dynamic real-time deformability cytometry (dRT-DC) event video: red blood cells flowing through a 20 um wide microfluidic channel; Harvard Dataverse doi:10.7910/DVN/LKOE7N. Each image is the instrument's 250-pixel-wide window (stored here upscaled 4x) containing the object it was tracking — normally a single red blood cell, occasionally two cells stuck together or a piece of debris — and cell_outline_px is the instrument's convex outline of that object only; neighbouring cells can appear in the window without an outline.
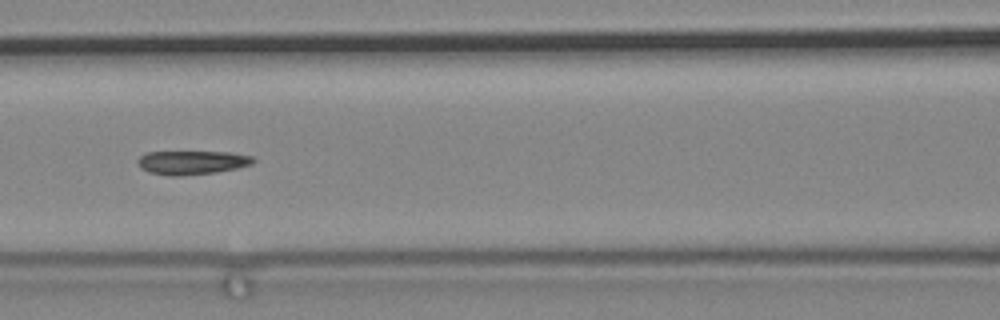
{"species": "common noctule bat (a hibernating species)", "species_latin": "Nyctalus noctula", "temperature_condition": "cold", "stored_images_in_passage": 65, "segment_of_instrument_passage": [2, 2], "camera_frame_rate_fps": 3000, "um_per_image_px": 0.085, "animal": {"sex": "male", "body_mass_g": 19.2, "forearm_length_mm": 51.8}, "frame": {"image": 1, "passage_image": 27, "time_ms": 8.667, "image_size_px": [1000, 320], "cell_outline_px": [[256, 160], [252, 164], [236, 168], [216, 172], [180, 176], [168, 176], [148, 172], [140, 168], [136, 160], [140, 156], [148, 152], [232, 152], [252, 156]], "centroid_in_image_um": [16.3, 13.81], "position_along_channel_um": 150.3, "area_um2": 16.13}}
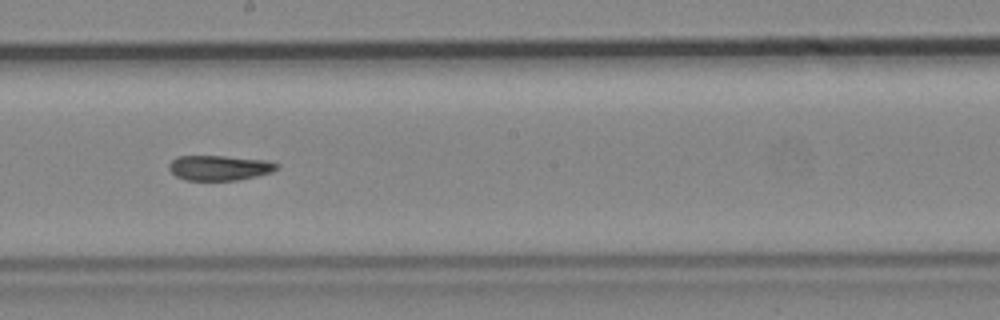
{"frame": {"image": 2, "passage_image": 35, "time_ms": 11.333, "image_size_px": [1000, 320], "cell_outline_px": [[280, 164], [272, 172], [256, 176], [236, 180], [184, 180], [176, 176], [168, 168], [168, 164], [176, 156], [224, 156], [268, 160]], "centroid_in_image_um": [18.64, 14.26], "position_along_channel_um": 229.6, "area_um2": 15.78}}
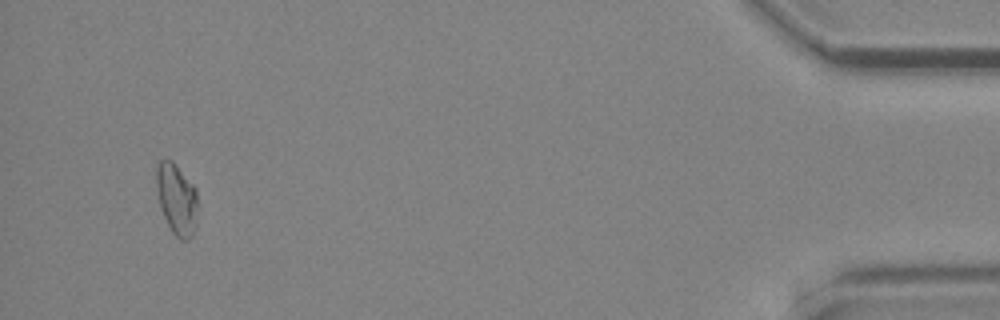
{"frame": {"image": 3, "passage_image": 62, "time_ms": 20.333, "image_size_px": [1000, 320], "cell_outline_px": [[196, 228], [192, 236], [188, 240], [180, 240], [172, 232], [160, 208], [156, 188], [156, 164], [160, 160], [172, 160], [196, 188]], "centroid_in_image_um": [15.0, 16.93], "position_along_channel_um": 420.2, "area_um2": 17.17}}